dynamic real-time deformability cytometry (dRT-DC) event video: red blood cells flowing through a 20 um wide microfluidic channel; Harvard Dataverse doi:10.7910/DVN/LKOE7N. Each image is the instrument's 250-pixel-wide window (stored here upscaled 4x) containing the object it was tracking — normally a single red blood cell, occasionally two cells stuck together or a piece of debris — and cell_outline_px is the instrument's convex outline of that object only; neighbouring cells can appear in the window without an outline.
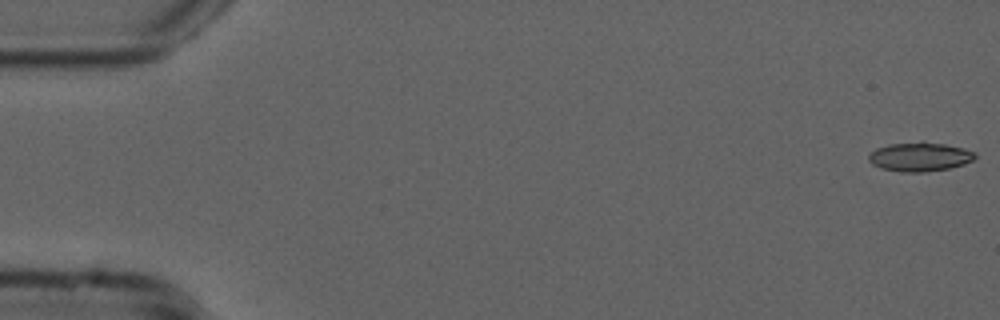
{"species": "common noctule bat (a hibernating species)", "species_latin": "Nyctalus noctula", "temperature_condition": "cold", "stored_images_in_passage": 12, "camera_frame_rate_fps": 3000, "um_per_image_px": 0.085, "animal": {"sex": "male", "forearm_length_mm": 52.5}, "frame": {"image": 1, "passage_image": 1, "time_ms": 0.0, "image_size_px": [1000, 320], "cell_outline_px": [[976, 156], [972, 160], [964, 164], [948, 168], [924, 172], [900, 172], [880, 168], [872, 164], [868, 160], [868, 156], [876, 148], [888, 144], [920, 140], [924, 140], [964, 148], [976, 152]], "centroid_in_image_um": [78.16, 13.3], "position_along_channel_um": 6.8, "area_um2": 18.32}}